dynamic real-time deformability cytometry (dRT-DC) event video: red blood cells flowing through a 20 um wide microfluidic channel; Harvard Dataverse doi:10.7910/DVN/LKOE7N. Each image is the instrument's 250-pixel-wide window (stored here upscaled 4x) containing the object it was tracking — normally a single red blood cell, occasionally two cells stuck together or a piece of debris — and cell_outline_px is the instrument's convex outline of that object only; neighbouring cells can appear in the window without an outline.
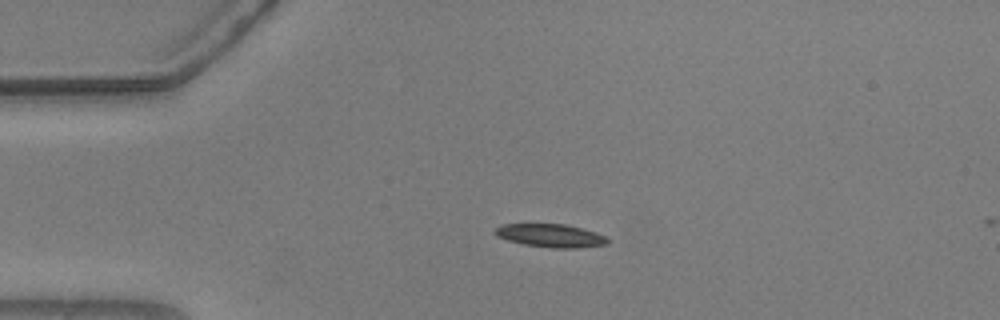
{"species": "common noctule bat (a hibernating species)", "species_latin": "Nyctalus noctula", "temperature_condition": "warm", "stored_images_in_passage": 3, "camera_frame_rate_fps": 3000, "um_per_image_px": 0.085, "animal": {"sex": "male", "body_mass_g": 20.5, "forearm_length_mm": 52.5}, "frame": {"image": 1, "passage_image": 1, "time_ms": 0.0, "image_size_px": [1000, 320], "cell_outline_px": [[608, 244], [576, 248], [552, 248], [524, 244], [508, 240], [496, 236], [492, 232], [496, 228], [504, 224], [564, 224], [596, 232], [608, 236]], "centroid_in_image_um": [46.81, 20.03], "position_along_channel_um": 38.2, "area_um2": 15.2}}